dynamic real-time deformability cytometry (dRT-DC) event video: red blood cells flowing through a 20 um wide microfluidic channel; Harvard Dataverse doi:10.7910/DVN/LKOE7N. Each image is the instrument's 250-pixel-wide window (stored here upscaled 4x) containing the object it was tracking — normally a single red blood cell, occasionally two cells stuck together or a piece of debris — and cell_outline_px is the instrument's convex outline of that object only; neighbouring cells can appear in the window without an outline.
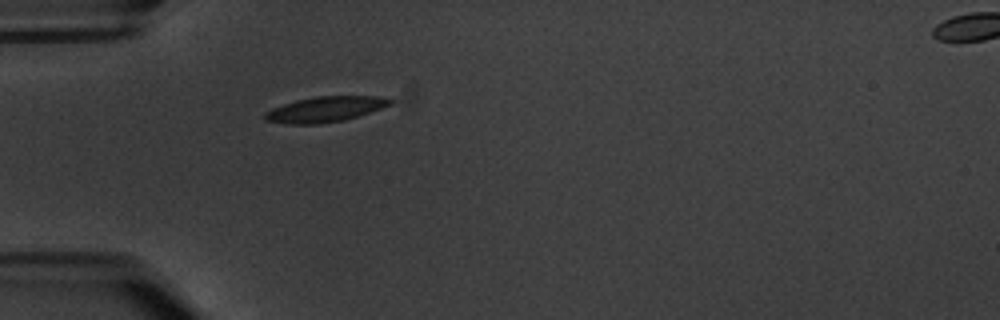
{"species": "common noctule bat (a hibernating species)", "species_latin": "Nyctalus noctula", "temperature_condition": "warm", "stored_images_in_passage": 2, "segment_of_instrument_passage": [1, 2], "camera_frame_rate_fps": 3000, "um_per_image_px": 0.085, "animal": {"sex": "male", "body_mass_g": 20.1, "forearm_length_mm": 53.5}, "frame": {"image": 1, "passage_image": 1, "time_ms": 0.0, "image_size_px": [1000, 320], "cell_outline_px": [[396, 100], [392, 104], [344, 120], [316, 124], [288, 124], [264, 120], [264, 112], [272, 108], [296, 100], [316, 96], [376, 96]], "centroid_in_image_um": [27.61, 9.28], "position_along_channel_um": 57.4, "area_um2": 18.38}}